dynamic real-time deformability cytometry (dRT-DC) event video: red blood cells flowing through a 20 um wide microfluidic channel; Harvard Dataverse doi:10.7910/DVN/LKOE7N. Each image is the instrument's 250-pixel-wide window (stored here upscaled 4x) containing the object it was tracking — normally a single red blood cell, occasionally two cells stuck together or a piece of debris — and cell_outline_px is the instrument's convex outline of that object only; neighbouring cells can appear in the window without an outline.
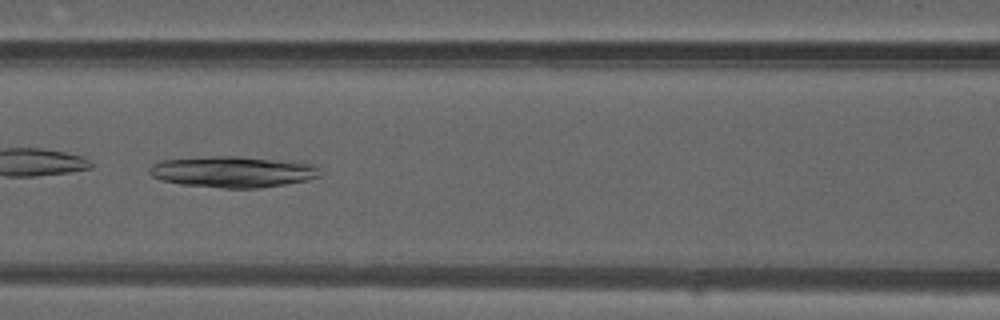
{"species": "common noctule bat (a hibernating species)", "species_latin": "Nyctalus noctula", "temperature_condition": "warm", "stored_images_in_passage": 49, "camera_frame_rate_fps": 3000, "um_per_image_px": 0.085, "animal": {"sex": "male", "forearm_length_mm": 52.5}, "frame": {"image": 1, "passage_image": 22, "time_ms": 7.0, "image_size_px": [1000, 320], "cell_outline_px": [[320, 176], [308, 180], [260, 188], [220, 188], [180, 184], [160, 180], [152, 176], [148, 172], [148, 168], [152, 164], [160, 160], [212, 156], [240, 156], [296, 160], [316, 164]], "centroid_in_image_um": [19.81, 14.59], "position_along_channel_um": 146.8, "area_um2": 31.62}}